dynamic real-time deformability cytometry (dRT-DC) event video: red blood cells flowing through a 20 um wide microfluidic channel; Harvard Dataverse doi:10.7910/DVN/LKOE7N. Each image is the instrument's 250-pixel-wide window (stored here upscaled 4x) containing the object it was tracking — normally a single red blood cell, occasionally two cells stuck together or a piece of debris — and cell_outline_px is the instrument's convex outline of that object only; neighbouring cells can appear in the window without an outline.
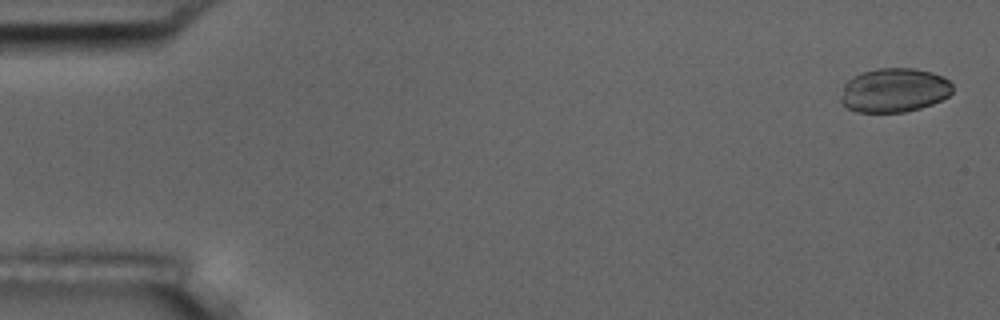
{"species": "common noctule bat (a hibernating species)", "species_latin": "Nyctalus noctula", "temperature_condition": "room temperature", "stored_images_in_passage": 5, "camera_frame_rate_fps": 3000, "um_per_image_px": 0.085, "animal": {"sex": "male", "body_mass_g": 17.5, "forearm_length_mm": 52.3}, "frame": {"image": 1, "passage_image": 1, "time_ms": 0.0, "image_size_px": [1000, 320], "cell_outline_px": [[952, 92], [948, 96], [932, 104], [920, 108], [904, 112], [856, 112], [848, 108], [840, 100], [840, 96], [844, 84], [852, 76], [860, 72], [876, 68], [916, 68], [932, 72], [944, 76], [952, 84]], "centroid_in_image_um": [75.99, 7.65], "position_along_channel_um": 9.0, "area_um2": 29.02}}